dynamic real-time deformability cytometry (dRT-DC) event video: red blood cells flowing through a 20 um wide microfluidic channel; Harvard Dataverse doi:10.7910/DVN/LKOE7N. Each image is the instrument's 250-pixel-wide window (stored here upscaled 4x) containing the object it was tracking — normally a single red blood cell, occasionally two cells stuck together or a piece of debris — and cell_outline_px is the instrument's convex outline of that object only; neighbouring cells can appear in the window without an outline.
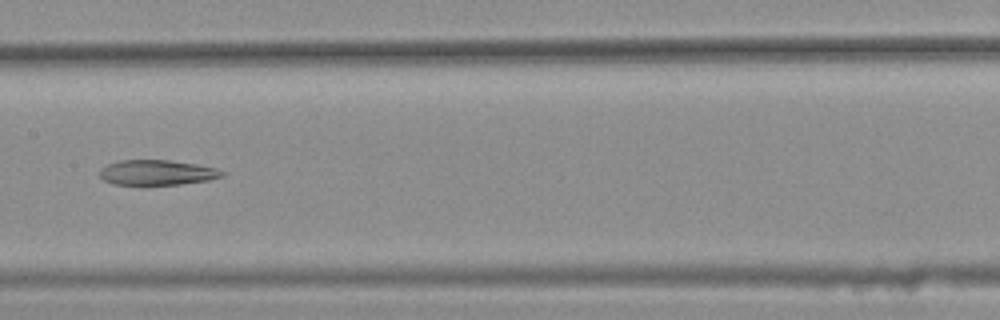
{"species": "common noctule bat (a hibernating species)", "species_latin": "Nyctalus noctula", "temperature_condition": "warm", "stored_images_in_passage": 44, "segment_of_instrument_passage": [2, 2], "camera_frame_rate_fps": 3000, "um_per_image_px": 0.085, "animal": {"sex": "female", "body_mass_g": 25.1}, "frame": {"image": 1, "passage_image": 25, "time_ms": 8.0, "image_size_px": [1000, 320], "cell_outline_px": [[224, 176], [208, 180], [180, 184], [148, 188], [140, 188], [116, 184], [104, 180], [100, 176], [100, 168], [108, 164], [120, 160], [168, 160], [196, 164], [216, 168], [224, 172]], "centroid_in_image_um": [13.3, 14.72], "position_along_channel_um": 194.1, "area_um2": 18.73}}
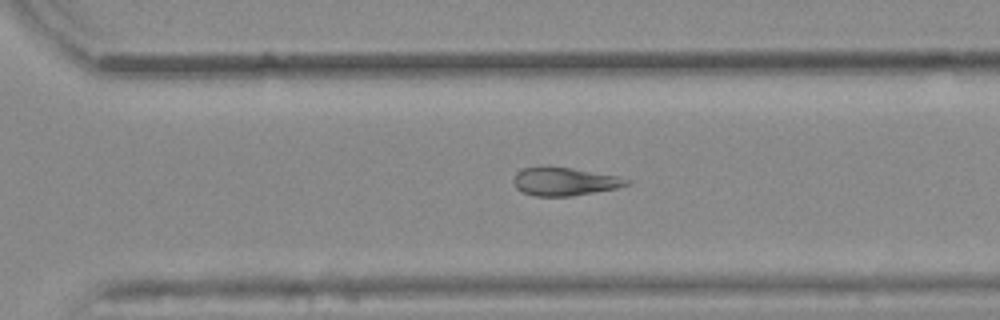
{"frame": {"image": 2, "passage_image": 35, "time_ms": 11.333, "image_size_px": [1000, 320], "cell_outline_px": [[632, 184], [616, 188], [572, 196], [536, 196], [524, 192], [516, 188], [512, 180], [516, 172], [524, 168], [544, 164], [572, 168], [620, 176], [632, 180]], "centroid_in_image_um": [47.99, 15.39], "position_along_channel_um": 322.6, "area_um2": 19.07}}
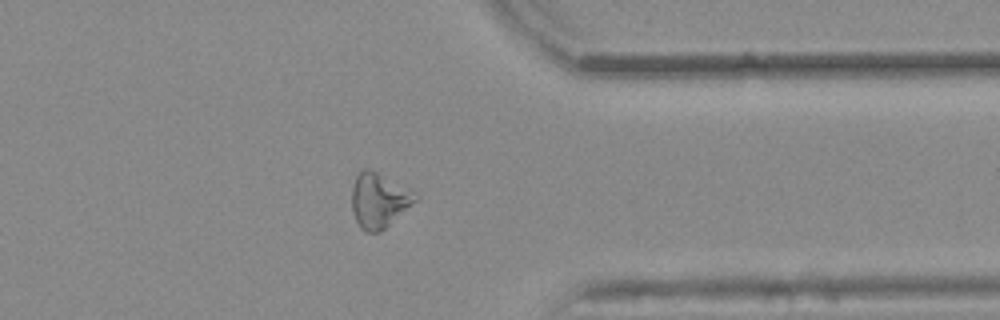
{"frame": {"image": 3, "passage_image": 40, "time_ms": 13.0, "image_size_px": [1000, 320], "cell_outline_px": [[420, 196], [416, 200], [380, 232], [364, 232], [360, 228], [352, 212], [352, 184], [356, 176], [364, 168], [368, 168], [416, 192]], "centroid_in_image_um": [32.18, 17.03], "position_along_channel_um": 379.2, "area_um2": 20.06}}